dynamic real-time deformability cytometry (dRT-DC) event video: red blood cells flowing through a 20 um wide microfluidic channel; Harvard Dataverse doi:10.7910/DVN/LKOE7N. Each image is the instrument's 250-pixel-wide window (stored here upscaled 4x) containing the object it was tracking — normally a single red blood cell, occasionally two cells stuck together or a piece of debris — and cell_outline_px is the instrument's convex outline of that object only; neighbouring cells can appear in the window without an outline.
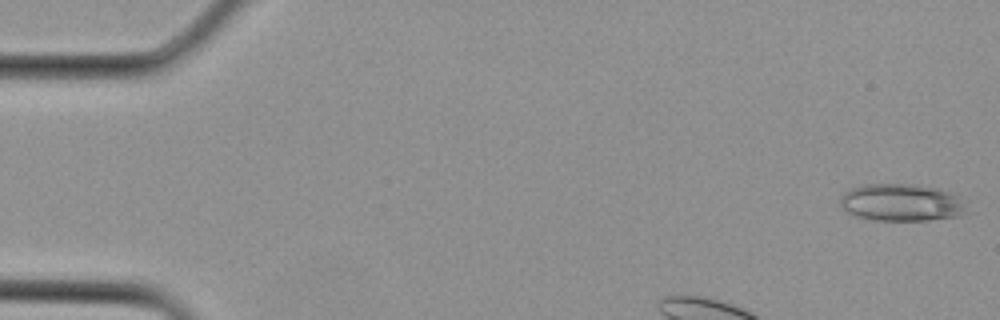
{"species": "Egyptian fruit bat (a non-hibernating species)", "species_latin": "Rousettus aegyptiacus", "temperature_condition": "cold", "stored_images_in_passage": 2, "camera_frame_rate_fps": 3000, "um_per_image_px": 0.085, "animal": {"sex": "female"}, "frame": {"image": 1, "passage_image": 1, "time_ms": 0.0, "image_size_px": [1000, 320], "cell_outline_px": [[968, 200], [964, 212], [960, 216], [928, 220], [872, 220], [856, 216], [848, 212], [840, 204], [840, 196], [844, 192], [852, 188], [864, 184], [908, 184], [940, 188]], "centroid_in_image_um": [76.66, 17.21], "position_along_channel_um": 8.3, "area_um2": 27.69}}